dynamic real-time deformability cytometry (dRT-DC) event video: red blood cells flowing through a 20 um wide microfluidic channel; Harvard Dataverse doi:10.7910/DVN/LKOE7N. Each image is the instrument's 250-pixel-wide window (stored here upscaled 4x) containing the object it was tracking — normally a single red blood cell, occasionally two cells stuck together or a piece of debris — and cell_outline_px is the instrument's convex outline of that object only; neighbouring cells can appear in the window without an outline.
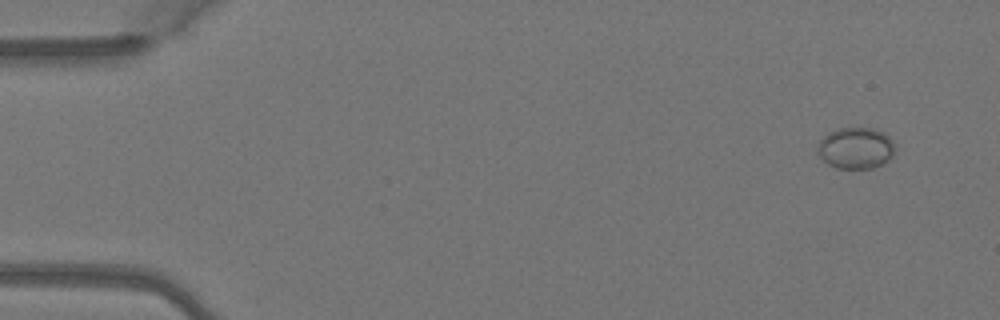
{"species": "Egyptian fruit bat (a non-hibernating species)", "species_latin": "Rousettus aegyptiacus", "temperature_condition": "warm", "stored_images_in_passage": 4, "camera_frame_rate_fps": 3000, "um_per_image_px": 0.085, "animal": {"sex": "female"}, "frame": {"image": 1, "passage_image": 1, "time_ms": 0.0, "image_size_px": [1000, 320], "cell_outline_px": [[896, 152], [888, 160], [872, 168], [836, 168], [828, 164], [816, 152], [816, 148], [820, 140], [828, 132], [840, 128], [876, 128], [884, 132], [896, 144]], "centroid_in_image_um": [72.76, 12.57], "position_along_channel_um": 12.2, "area_um2": 18.9}}
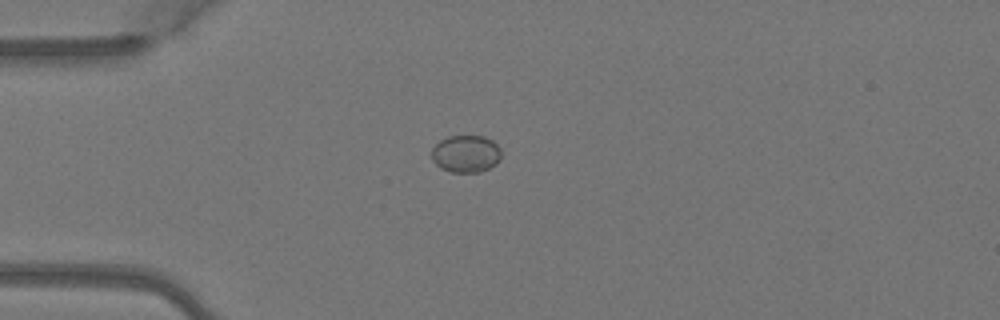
{"frame": {"image": 2, "passage_image": 3, "time_ms": 0.667, "image_size_px": [1000, 320], "cell_outline_px": [[500, 160], [496, 164], [480, 172], [452, 172], [440, 168], [432, 160], [432, 148], [440, 140], [448, 136], [484, 136], [492, 140], [500, 148]], "centroid_in_image_um": [39.59, 13.07], "position_along_channel_um": 45.4, "area_um2": 15.14}}